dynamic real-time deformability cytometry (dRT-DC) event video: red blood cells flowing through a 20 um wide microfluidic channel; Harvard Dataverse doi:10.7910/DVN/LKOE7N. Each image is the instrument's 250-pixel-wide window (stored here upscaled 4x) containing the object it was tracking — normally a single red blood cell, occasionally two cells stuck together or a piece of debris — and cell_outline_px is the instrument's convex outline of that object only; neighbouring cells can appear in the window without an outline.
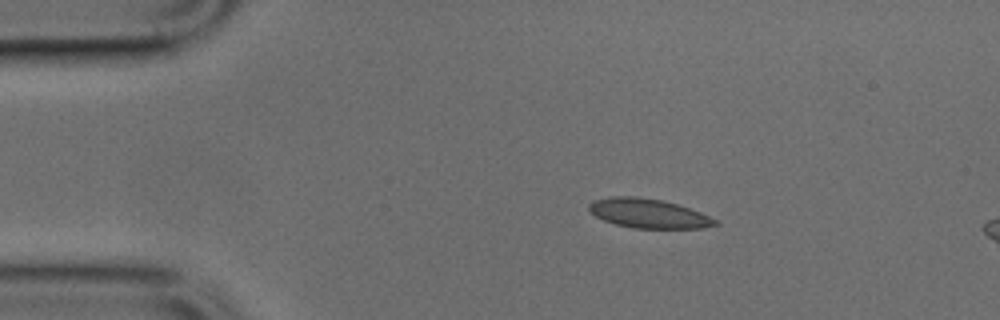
{"species": "common noctule bat (a hibernating species)", "species_latin": "Nyctalus noctula", "temperature_condition": "cold", "stored_images_in_passage": 13, "camera_frame_rate_fps": 3000, "um_per_image_px": 0.085, "animal": {"sex": "male", "body_mass_g": 17.9, "forearm_length_mm": 54.2}, "frame": {"image": 1, "passage_image": 8, "time_ms": 2.333, "image_size_px": [1000, 320], "cell_outline_px": [[720, 224], [704, 228], [632, 228], [616, 224], [604, 220], [596, 216], [588, 208], [588, 204], [592, 200], [612, 196], [636, 196], [660, 200], [676, 204], [700, 212], [716, 220]], "centroid_in_image_um": [55.1, 18.14], "position_along_channel_um": 29.9, "area_um2": 21.39}}